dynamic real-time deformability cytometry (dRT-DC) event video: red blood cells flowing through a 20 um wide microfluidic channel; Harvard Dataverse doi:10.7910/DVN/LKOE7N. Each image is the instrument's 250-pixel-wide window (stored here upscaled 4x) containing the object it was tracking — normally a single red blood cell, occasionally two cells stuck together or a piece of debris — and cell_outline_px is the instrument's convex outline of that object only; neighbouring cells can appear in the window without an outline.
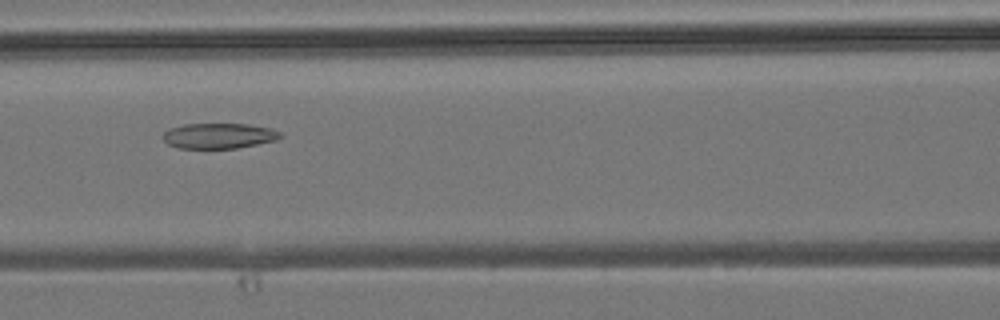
{"species": "common noctule bat (a hibernating species)", "species_latin": "Nyctalus noctula", "temperature_condition": "room temperature", "stored_images_in_passage": 4, "camera_frame_rate_fps": 3000, "um_per_image_px": 0.085, "animal": {"sex": "male", "body_mass_g": 19.2, "forearm_length_mm": 51.8}, "frame": {"image": 1, "passage_image": 3, "time_ms": 2.333, "image_size_px": [1000, 320], "cell_outline_px": [[284, 136], [276, 140], [236, 148], [176, 148], [168, 144], [160, 136], [168, 128], [184, 124], [248, 124], [272, 128], [280, 132]], "centroid_in_image_um": [18.58, 11.54], "position_along_channel_um": 148.0, "area_um2": 17.51}}
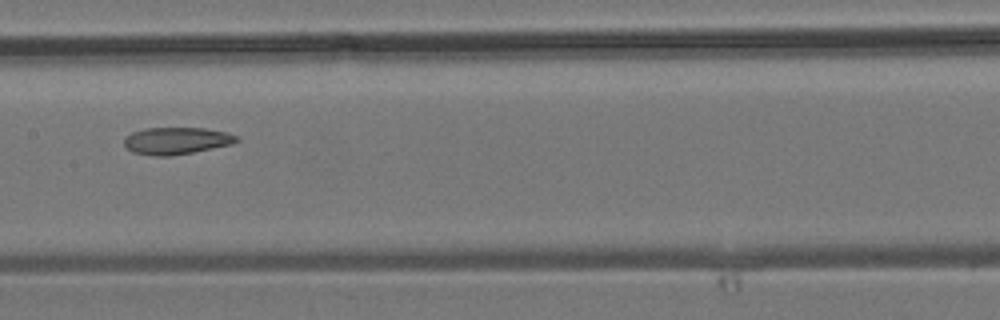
{"frame": {"image": 2, "passage_image": 4, "time_ms": 3.333, "image_size_px": [1000, 320], "cell_outline_px": [[240, 140], [232, 144], [192, 152], [168, 156], [152, 156], [132, 152], [124, 144], [124, 140], [132, 132], [144, 128], [204, 128], [228, 132], [236, 136]], "centroid_in_image_um": [15.0, 11.96], "position_along_channel_um": 192.4, "area_um2": 17.63}}